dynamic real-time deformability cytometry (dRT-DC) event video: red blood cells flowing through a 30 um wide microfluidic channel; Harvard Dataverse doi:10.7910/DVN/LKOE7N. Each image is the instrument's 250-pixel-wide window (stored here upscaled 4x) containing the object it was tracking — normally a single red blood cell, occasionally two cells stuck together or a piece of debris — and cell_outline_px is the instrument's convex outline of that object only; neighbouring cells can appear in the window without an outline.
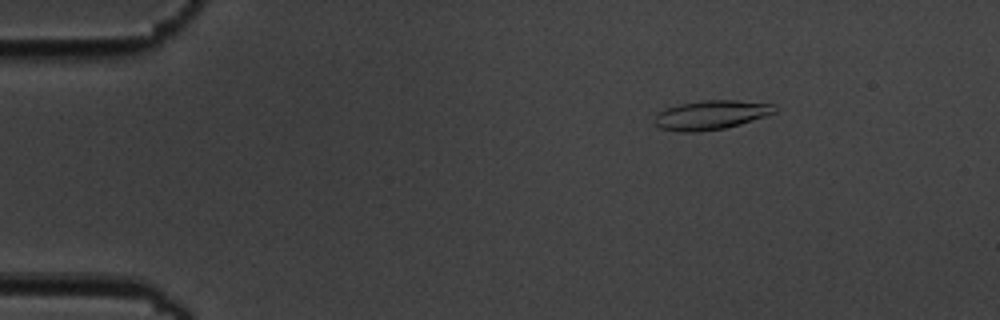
{"species": "common noctule bat (a hibernating species)", "species_latin": "Nyctalus noctula", "temperature_condition": "cold", "stored_images_in_passage": 7, "camera_frame_rate_fps": 3000, "um_per_image_px": 0.085, "animal": {"sex": "male", "body_mass_g": 19.5, "forearm_length_mm": 54.6}, "frame": {"image": 1, "passage_image": 3, "time_ms": 2.333, "image_size_px": [1000, 320], "cell_outline_px": [[776, 112], [768, 116], [740, 124], [724, 128], [700, 132], [680, 132], [660, 128], [652, 120], [660, 112], [668, 108], [680, 104], [700, 100], [736, 100], [776, 104]], "centroid_in_image_um": [60.48, 9.77], "position_along_channel_um": 24.5, "area_um2": 20.52}}
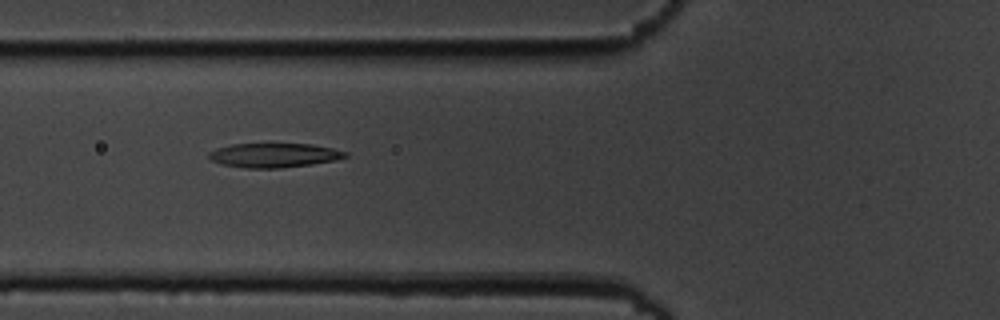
{"frame": {"image": 2, "passage_image": 6, "time_ms": 6.667, "image_size_px": [1000, 320], "cell_outline_px": [[348, 156], [336, 160], [312, 164], [280, 168], [244, 168], [220, 164], [212, 160], [208, 156], [208, 152], [216, 148], [232, 144], [312, 144], [332, 148], [348, 152]], "centroid_in_image_um": [23.29, 13.2], "position_along_channel_um": 102.5, "area_um2": 19.36}}
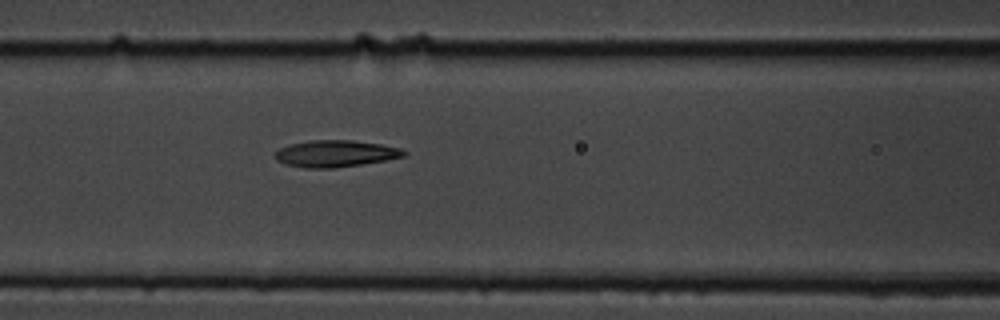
{"frame": {"image": 3, "passage_image": 7, "time_ms": 7.667, "image_size_px": [1000, 320], "cell_outline_px": [[408, 152], [404, 156], [384, 160], [360, 164], [332, 168], [304, 168], [284, 164], [276, 160], [276, 152], [280, 148], [288, 144], [312, 140], [352, 140], [380, 144], [400, 148]], "centroid_in_image_um": [28.49, 13.05], "position_along_channel_um": 138.1, "area_um2": 19.94}}